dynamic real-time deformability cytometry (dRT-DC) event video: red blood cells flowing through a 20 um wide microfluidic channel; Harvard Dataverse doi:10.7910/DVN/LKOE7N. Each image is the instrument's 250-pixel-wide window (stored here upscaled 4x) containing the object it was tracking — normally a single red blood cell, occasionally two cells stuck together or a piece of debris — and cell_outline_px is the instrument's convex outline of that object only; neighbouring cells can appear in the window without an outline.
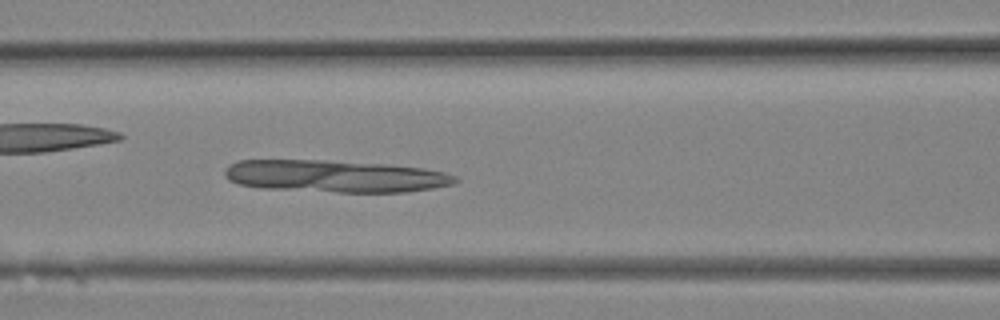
{"species": "Egyptian fruit bat (a non-hibernating species)", "species_latin": "Rousettus aegyptiacus", "temperature_condition": "room temperature", "stored_images_in_passage": 8, "camera_frame_rate_fps": 3000, "um_per_image_px": 0.085, "animal": {"sex": "female"}, "frame": {"image": 1, "passage_image": 8, "time_ms": 2.333, "image_size_px": [1000, 320], "cell_outline_px": [[460, 180], [452, 184], [432, 188], [408, 192], [340, 192], [260, 188], [240, 184], [228, 180], [224, 176], [224, 172], [228, 164], [240, 160], [324, 160], [384, 164], [424, 168], [444, 172], [456, 176]], "centroid_in_image_um": [28.47, 14.97], "position_along_channel_um": 138.1, "area_um2": 43.29}}